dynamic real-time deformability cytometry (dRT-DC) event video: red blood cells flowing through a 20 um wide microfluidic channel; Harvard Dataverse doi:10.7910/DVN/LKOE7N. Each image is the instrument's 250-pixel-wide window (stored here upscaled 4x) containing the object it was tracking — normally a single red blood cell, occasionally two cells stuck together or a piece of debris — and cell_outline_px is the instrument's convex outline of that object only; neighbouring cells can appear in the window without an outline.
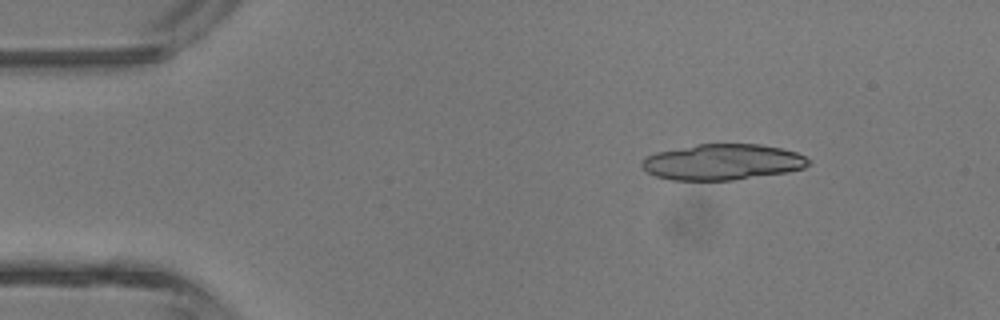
{"species": "common noctule bat (a hibernating species)", "species_latin": "Nyctalus noctula", "temperature_condition": "room temperature", "stored_images_in_passage": 5, "camera_frame_rate_fps": 3000, "um_per_image_px": 0.085, "animal": {"sex": "male", "body_mass_g": 13.3}, "frame": {"image": 1, "passage_image": 2, "time_ms": 1.0, "image_size_px": [1000, 320], "cell_outline_px": [[812, 164], [804, 168], [788, 172], [732, 180], [672, 180], [656, 176], [648, 172], [640, 164], [640, 160], [644, 156], [656, 152], [696, 144], [760, 144], [780, 148], [796, 152], [812, 160]], "centroid_in_image_um": [61.42, 13.77], "position_along_channel_um": 23.6, "area_um2": 35.08}}